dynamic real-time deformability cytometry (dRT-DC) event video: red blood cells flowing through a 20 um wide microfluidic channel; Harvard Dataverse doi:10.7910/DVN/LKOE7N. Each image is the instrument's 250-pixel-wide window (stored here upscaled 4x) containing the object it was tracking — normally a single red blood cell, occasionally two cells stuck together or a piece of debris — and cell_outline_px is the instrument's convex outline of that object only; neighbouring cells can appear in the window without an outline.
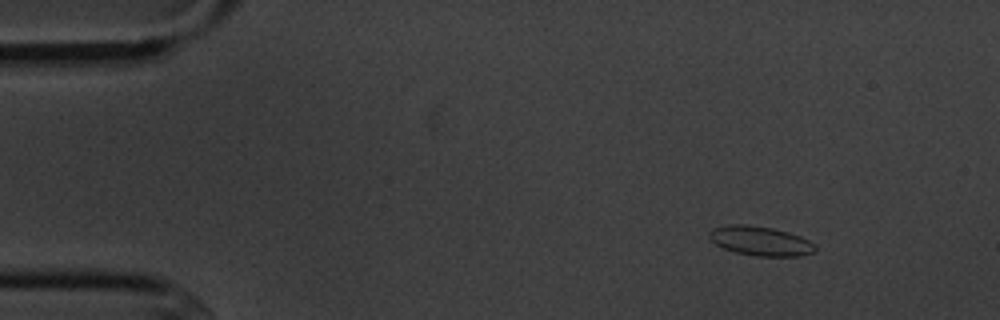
{"species": "common noctule bat (a hibernating species)", "species_latin": "Nyctalus noctula", "temperature_condition": "cold", "stored_images_in_passage": 7, "camera_frame_rate_fps": 3000, "um_per_image_px": 0.085, "animal": {"sex": "male", "body_mass_g": 20.1, "forearm_length_mm": 53.5}, "frame": {"image": 1, "passage_image": 2, "time_ms": 1.0, "image_size_px": [1000, 320], "cell_outline_px": [[816, 248], [812, 252], [800, 256], [756, 256], [736, 252], [724, 248], [716, 244], [708, 236], [708, 232], [712, 228], [728, 224], [748, 224], [772, 228], [788, 232], [800, 236], [816, 244]], "centroid_in_image_um": [64.62, 20.47], "position_along_channel_um": 20.4, "area_um2": 18.15}}
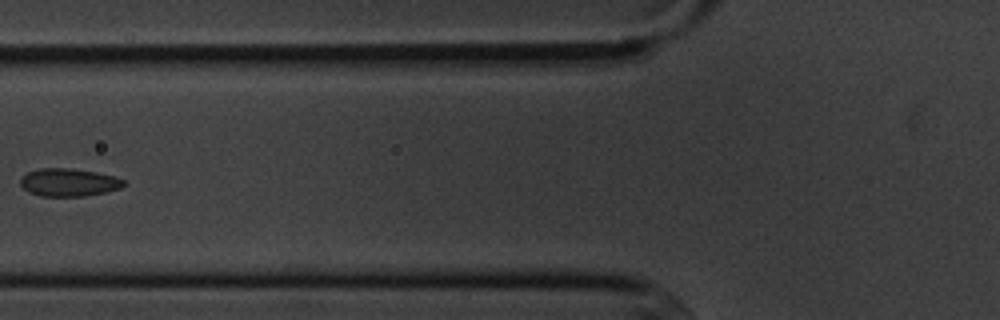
{"frame": {"image": 2, "passage_image": 6, "time_ms": 6.0, "image_size_px": [1000, 320], "cell_outline_px": [[128, 184], [120, 188], [108, 192], [84, 196], [40, 196], [28, 192], [20, 184], [20, 176], [28, 172], [40, 168], [68, 168], [96, 172], [116, 176], [124, 180]], "centroid_in_image_um": [5.86, 15.5], "position_along_channel_um": 119.9, "area_um2": 16.99}}
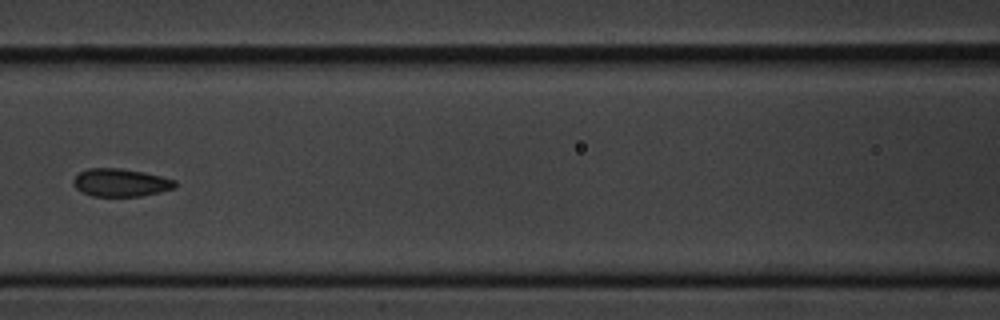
{"frame": {"image": 3, "passage_image": 7, "time_ms": 7.0, "image_size_px": [1000, 320], "cell_outline_px": [[176, 188], [160, 192], [140, 196], [92, 196], [76, 188], [72, 184], [72, 180], [80, 172], [88, 168], [120, 168], [144, 172], [176, 180]], "centroid_in_image_um": [10.26, 15.52], "position_along_channel_um": 156.3, "area_um2": 16.53}}